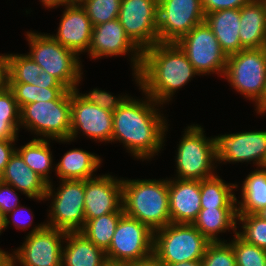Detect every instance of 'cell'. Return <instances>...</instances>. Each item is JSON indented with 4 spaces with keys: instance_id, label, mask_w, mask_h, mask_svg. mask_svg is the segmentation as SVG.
<instances>
[{
    "instance_id": "6da1fadb",
    "label": "cell",
    "mask_w": 266,
    "mask_h": 266,
    "mask_svg": "<svg viewBox=\"0 0 266 266\" xmlns=\"http://www.w3.org/2000/svg\"><path fill=\"white\" fill-rule=\"evenodd\" d=\"M142 94L145 98L130 95L113 112L111 143L119 141L135 159L149 161L164 149L169 124L160 111L163 105Z\"/></svg>"
},
{
    "instance_id": "2e32d148",
    "label": "cell",
    "mask_w": 266,
    "mask_h": 266,
    "mask_svg": "<svg viewBox=\"0 0 266 266\" xmlns=\"http://www.w3.org/2000/svg\"><path fill=\"white\" fill-rule=\"evenodd\" d=\"M126 54L131 60L132 75L138 86V71L141 65L142 51L126 35L119 19L93 26L91 44L87 54L90 59L95 58L94 60H97L102 57Z\"/></svg>"
},
{
    "instance_id": "60d3db41",
    "label": "cell",
    "mask_w": 266,
    "mask_h": 266,
    "mask_svg": "<svg viewBox=\"0 0 266 266\" xmlns=\"http://www.w3.org/2000/svg\"><path fill=\"white\" fill-rule=\"evenodd\" d=\"M251 0H201L204 14L225 9H240Z\"/></svg>"
},
{
    "instance_id": "8d00e7d4",
    "label": "cell",
    "mask_w": 266,
    "mask_h": 266,
    "mask_svg": "<svg viewBox=\"0 0 266 266\" xmlns=\"http://www.w3.org/2000/svg\"><path fill=\"white\" fill-rule=\"evenodd\" d=\"M203 266H236L233 247L227 241L210 242L201 259Z\"/></svg>"
},
{
    "instance_id": "e0dca14e",
    "label": "cell",
    "mask_w": 266,
    "mask_h": 266,
    "mask_svg": "<svg viewBox=\"0 0 266 266\" xmlns=\"http://www.w3.org/2000/svg\"><path fill=\"white\" fill-rule=\"evenodd\" d=\"M218 165L252 162L257 168L266 158V130H251L214 136Z\"/></svg>"
},
{
    "instance_id": "f5cc1de1",
    "label": "cell",
    "mask_w": 266,
    "mask_h": 266,
    "mask_svg": "<svg viewBox=\"0 0 266 266\" xmlns=\"http://www.w3.org/2000/svg\"><path fill=\"white\" fill-rule=\"evenodd\" d=\"M260 218L266 220V207H263L260 211L256 213Z\"/></svg>"
},
{
    "instance_id": "836d02e7",
    "label": "cell",
    "mask_w": 266,
    "mask_h": 266,
    "mask_svg": "<svg viewBox=\"0 0 266 266\" xmlns=\"http://www.w3.org/2000/svg\"><path fill=\"white\" fill-rule=\"evenodd\" d=\"M0 126L14 136L20 131V108L9 87L0 92Z\"/></svg>"
},
{
    "instance_id": "db71d44e",
    "label": "cell",
    "mask_w": 266,
    "mask_h": 266,
    "mask_svg": "<svg viewBox=\"0 0 266 266\" xmlns=\"http://www.w3.org/2000/svg\"><path fill=\"white\" fill-rule=\"evenodd\" d=\"M8 133L0 126V139L6 137Z\"/></svg>"
},
{
    "instance_id": "5b68a950",
    "label": "cell",
    "mask_w": 266,
    "mask_h": 266,
    "mask_svg": "<svg viewBox=\"0 0 266 266\" xmlns=\"http://www.w3.org/2000/svg\"><path fill=\"white\" fill-rule=\"evenodd\" d=\"M185 128L177 144L175 178L201 181L213 177L218 166L214 137H206L204 128L198 124Z\"/></svg>"
},
{
    "instance_id": "8992f818",
    "label": "cell",
    "mask_w": 266,
    "mask_h": 266,
    "mask_svg": "<svg viewBox=\"0 0 266 266\" xmlns=\"http://www.w3.org/2000/svg\"><path fill=\"white\" fill-rule=\"evenodd\" d=\"M209 243L192 224L170 223L153 232V256L164 265L201 260Z\"/></svg>"
},
{
    "instance_id": "c3c4849f",
    "label": "cell",
    "mask_w": 266,
    "mask_h": 266,
    "mask_svg": "<svg viewBox=\"0 0 266 266\" xmlns=\"http://www.w3.org/2000/svg\"><path fill=\"white\" fill-rule=\"evenodd\" d=\"M0 266H12L11 254L0 248Z\"/></svg>"
},
{
    "instance_id": "680465c9",
    "label": "cell",
    "mask_w": 266,
    "mask_h": 266,
    "mask_svg": "<svg viewBox=\"0 0 266 266\" xmlns=\"http://www.w3.org/2000/svg\"><path fill=\"white\" fill-rule=\"evenodd\" d=\"M262 1H263L264 5H265V9H266V0H262Z\"/></svg>"
},
{
    "instance_id": "681fc988",
    "label": "cell",
    "mask_w": 266,
    "mask_h": 266,
    "mask_svg": "<svg viewBox=\"0 0 266 266\" xmlns=\"http://www.w3.org/2000/svg\"><path fill=\"white\" fill-rule=\"evenodd\" d=\"M164 266H203L201 260L183 261L181 263L169 264Z\"/></svg>"
},
{
    "instance_id": "1f68e13d",
    "label": "cell",
    "mask_w": 266,
    "mask_h": 266,
    "mask_svg": "<svg viewBox=\"0 0 266 266\" xmlns=\"http://www.w3.org/2000/svg\"><path fill=\"white\" fill-rule=\"evenodd\" d=\"M19 108L40 101L62 99L70 90L67 88H44L26 83H8Z\"/></svg>"
},
{
    "instance_id": "ab89813d",
    "label": "cell",
    "mask_w": 266,
    "mask_h": 266,
    "mask_svg": "<svg viewBox=\"0 0 266 266\" xmlns=\"http://www.w3.org/2000/svg\"><path fill=\"white\" fill-rule=\"evenodd\" d=\"M15 191H18L15 187L0 181V215L2 217L21 205Z\"/></svg>"
},
{
    "instance_id": "ffe728a7",
    "label": "cell",
    "mask_w": 266,
    "mask_h": 266,
    "mask_svg": "<svg viewBox=\"0 0 266 266\" xmlns=\"http://www.w3.org/2000/svg\"><path fill=\"white\" fill-rule=\"evenodd\" d=\"M171 223L192 224L201 210L200 181L168 179Z\"/></svg>"
},
{
    "instance_id": "74e56055",
    "label": "cell",
    "mask_w": 266,
    "mask_h": 266,
    "mask_svg": "<svg viewBox=\"0 0 266 266\" xmlns=\"http://www.w3.org/2000/svg\"><path fill=\"white\" fill-rule=\"evenodd\" d=\"M74 90L86 102L93 103L94 105H98L111 112H114L129 97L128 94L116 97L105 90H100L99 88H94L92 91L90 90L88 94L80 93L78 88H75Z\"/></svg>"
},
{
    "instance_id": "52a82bcc",
    "label": "cell",
    "mask_w": 266,
    "mask_h": 266,
    "mask_svg": "<svg viewBox=\"0 0 266 266\" xmlns=\"http://www.w3.org/2000/svg\"><path fill=\"white\" fill-rule=\"evenodd\" d=\"M22 127L34 133L36 139L68 140L71 134V90L59 100L22 106L20 128Z\"/></svg>"
},
{
    "instance_id": "44dd1931",
    "label": "cell",
    "mask_w": 266,
    "mask_h": 266,
    "mask_svg": "<svg viewBox=\"0 0 266 266\" xmlns=\"http://www.w3.org/2000/svg\"><path fill=\"white\" fill-rule=\"evenodd\" d=\"M1 182L12 185L30 199L43 201L48 184L15 151L2 172Z\"/></svg>"
},
{
    "instance_id": "9f6ffc18",
    "label": "cell",
    "mask_w": 266,
    "mask_h": 266,
    "mask_svg": "<svg viewBox=\"0 0 266 266\" xmlns=\"http://www.w3.org/2000/svg\"><path fill=\"white\" fill-rule=\"evenodd\" d=\"M261 168L266 169V158H265V160H264L263 165L261 166Z\"/></svg>"
},
{
    "instance_id": "7a4b0ae2",
    "label": "cell",
    "mask_w": 266,
    "mask_h": 266,
    "mask_svg": "<svg viewBox=\"0 0 266 266\" xmlns=\"http://www.w3.org/2000/svg\"><path fill=\"white\" fill-rule=\"evenodd\" d=\"M199 74L176 42H158L142 51L138 89L163 105Z\"/></svg>"
},
{
    "instance_id": "ee69618b",
    "label": "cell",
    "mask_w": 266,
    "mask_h": 266,
    "mask_svg": "<svg viewBox=\"0 0 266 266\" xmlns=\"http://www.w3.org/2000/svg\"><path fill=\"white\" fill-rule=\"evenodd\" d=\"M8 87V69L5 59L0 63V92Z\"/></svg>"
},
{
    "instance_id": "30bf717a",
    "label": "cell",
    "mask_w": 266,
    "mask_h": 266,
    "mask_svg": "<svg viewBox=\"0 0 266 266\" xmlns=\"http://www.w3.org/2000/svg\"><path fill=\"white\" fill-rule=\"evenodd\" d=\"M66 231L46 226H33L24 242L11 253L12 266H61Z\"/></svg>"
},
{
    "instance_id": "277c9868",
    "label": "cell",
    "mask_w": 266,
    "mask_h": 266,
    "mask_svg": "<svg viewBox=\"0 0 266 266\" xmlns=\"http://www.w3.org/2000/svg\"><path fill=\"white\" fill-rule=\"evenodd\" d=\"M29 44L27 54L42 68L54 76L68 90L79 87L82 78V61L72 50L65 48L50 33L26 32Z\"/></svg>"
},
{
    "instance_id": "7bdbcfd3",
    "label": "cell",
    "mask_w": 266,
    "mask_h": 266,
    "mask_svg": "<svg viewBox=\"0 0 266 266\" xmlns=\"http://www.w3.org/2000/svg\"><path fill=\"white\" fill-rule=\"evenodd\" d=\"M33 85L44 88H66L54 76L43 70L38 77V81Z\"/></svg>"
},
{
    "instance_id": "3957f363",
    "label": "cell",
    "mask_w": 266,
    "mask_h": 266,
    "mask_svg": "<svg viewBox=\"0 0 266 266\" xmlns=\"http://www.w3.org/2000/svg\"><path fill=\"white\" fill-rule=\"evenodd\" d=\"M124 214L137 219L152 232L171 223L168 178L124 179L122 177Z\"/></svg>"
},
{
    "instance_id": "d6986e66",
    "label": "cell",
    "mask_w": 266,
    "mask_h": 266,
    "mask_svg": "<svg viewBox=\"0 0 266 266\" xmlns=\"http://www.w3.org/2000/svg\"><path fill=\"white\" fill-rule=\"evenodd\" d=\"M64 8L57 34L51 36L78 56L88 53L93 32L91 20L81 5L66 4Z\"/></svg>"
},
{
    "instance_id": "f6af8a7d",
    "label": "cell",
    "mask_w": 266,
    "mask_h": 266,
    "mask_svg": "<svg viewBox=\"0 0 266 266\" xmlns=\"http://www.w3.org/2000/svg\"><path fill=\"white\" fill-rule=\"evenodd\" d=\"M127 266H164L154 256L139 262L128 263Z\"/></svg>"
},
{
    "instance_id": "6f0895ef",
    "label": "cell",
    "mask_w": 266,
    "mask_h": 266,
    "mask_svg": "<svg viewBox=\"0 0 266 266\" xmlns=\"http://www.w3.org/2000/svg\"><path fill=\"white\" fill-rule=\"evenodd\" d=\"M1 225H2V216L0 215V228H1Z\"/></svg>"
},
{
    "instance_id": "d4e9b609",
    "label": "cell",
    "mask_w": 266,
    "mask_h": 266,
    "mask_svg": "<svg viewBox=\"0 0 266 266\" xmlns=\"http://www.w3.org/2000/svg\"><path fill=\"white\" fill-rule=\"evenodd\" d=\"M102 164L101 157L83 149H70L54 166L59 180H86L95 177V171Z\"/></svg>"
},
{
    "instance_id": "11a10c76",
    "label": "cell",
    "mask_w": 266,
    "mask_h": 266,
    "mask_svg": "<svg viewBox=\"0 0 266 266\" xmlns=\"http://www.w3.org/2000/svg\"><path fill=\"white\" fill-rule=\"evenodd\" d=\"M5 59V54H0V63Z\"/></svg>"
},
{
    "instance_id": "f546056e",
    "label": "cell",
    "mask_w": 266,
    "mask_h": 266,
    "mask_svg": "<svg viewBox=\"0 0 266 266\" xmlns=\"http://www.w3.org/2000/svg\"><path fill=\"white\" fill-rule=\"evenodd\" d=\"M123 215L124 212H113L85 220V224L79 232L106 252L112 242L116 226Z\"/></svg>"
},
{
    "instance_id": "f1b7e54d",
    "label": "cell",
    "mask_w": 266,
    "mask_h": 266,
    "mask_svg": "<svg viewBox=\"0 0 266 266\" xmlns=\"http://www.w3.org/2000/svg\"><path fill=\"white\" fill-rule=\"evenodd\" d=\"M50 142V139H36L34 137L20 148L16 147V152L23 158L24 162L47 184L52 183L49 172L54 165Z\"/></svg>"
},
{
    "instance_id": "d590c367",
    "label": "cell",
    "mask_w": 266,
    "mask_h": 266,
    "mask_svg": "<svg viewBox=\"0 0 266 266\" xmlns=\"http://www.w3.org/2000/svg\"><path fill=\"white\" fill-rule=\"evenodd\" d=\"M122 0H86L81 6L93 26L118 18Z\"/></svg>"
},
{
    "instance_id": "f907efd6",
    "label": "cell",
    "mask_w": 266,
    "mask_h": 266,
    "mask_svg": "<svg viewBox=\"0 0 266 266\" xmlns=\"http://www.w3.org/2000/svg\"><path fill=\"white\" fill-rule=\"evenodd\" d=\"M102 266H127L125 263L106 260Z\"/></svg>"
},
{
    "instance_id": "8fae6325",
    "label": "cell",
    "mask_w": 266,
    "mask_h": 266,
    "mask_svg": "<svg viewBox=\"0 0 266 266\" xmlns=\"http://www.w3.org/2000/svg\"><path fill=\"white\" fill-rule=\"evenodd\" d=\"M176 43L199 75L215 73L223 77L228 56L205 21L193 27Z\"/></svg>"
},
{
    "instance_id": "4dcf8cb0",
    "label": "cell",
    "mask_w": 266,
    "mask_h": 266,
    "mask_svg": "<svg viewBox=\"0 0 266 266\" xmlns=\"http://www.w3.org/2000/svg\"><path fill=\"white\" fill-rule=\"evenodd\" d=\"M8 83L31 84L38 81L42 68L28 54H5Z\"/></svg>"
},
{
    "instance_id": "9a60e30c",
    "label": "cell",
    "mask_w": 266,
    "mask_h": 266,
    "mask_svg": "<svg viewBox=\"0 0 266 266\" xmlns=\"http://www.w3.org/2000/svg\"><path fill=\"white\" fill-rule=\"evenodd\" d=\"M112 131L113 112L86 102L75 90H71V134L68 140L56 142H72L82 133L98 143H111Z\"/></svg>"
},
{
    "instance_id": "83f0119b",
    "label": "cell",
    "mask_w": 266,
    "mask_h": 266,
    "mask_svg": "<svg viewBox=\"0 0 266 266\" xmlns=\"http://www.w3.org/2000/svg\"><path fill=\"white\" fill-rule=\"evenodd\" d=\"M235 183L225 182L218 174L200 181L201 209L237 208Z\"/></svg>"
},
{
    "instance_id": "484cf974",
    "label": "cell",
    "mask_w": 266,
    "mask_h": 266,
    "mask_svg": "<svg viewBox=\"0 0 266 266\" xmlns=\"http://www.w3.org/2000/svg\"><path fill=\"white\" fill-rule=\"evenodd\" d=\"M237 208L201 209L192 225L210 242L227 241L218 236L226 231L237 233Z\"/></svg>"
},
{
    "instance_id": "603a6c76",
    "label": "cell",
    "mask_w": 266,
    "mask_h": 266,
    "mask_svg": "<svg viewBox=\"0 0 266 266\" xmlns=\"http://www.w3.org/2000/svg\"><path fill=\"white\" fill-rule=\"evenodd\" d=\"M204 21L213 31L227 56L243 50L239 38L240 9L211 12L205 15Z\"/></svg>"
},
{
    "instance_id": "bcb514c9",
    "label": "cell",
    "mask_w": 266,
    "mask_h": 266,
    "mask_svg": "<svg viewBox=\"0 0 266 266\" xmlns=\"http://www.w3.org/2000/svg\"><path fill=\"white\" fill-rule=\"evenodd\" d=\"M255 111L259 115H264L266 113V83L261 99L255 104Z\"/></svg>"
},
{
    "instance_id": "4316f807",
    "label": "cell",
    "mask_w": 266,
    "mask_h": 266,
    "mask_svg": "<svg viewBox=\"0 0 266 266\" xmlns=\"http://www.w3.org/2000/svg\"><path fill=\"white\" fill-rule=\"evenodd\" d=\"M237 214H256L266 207V169L257 168L246 176L241 186Z\"/></svg>"
},
{
    "instance_id": "7c38bea8",
    "label": "cell",
    "mask_w": 266,
    "mask_h": 266,
    "mask_svg": "<svg viewBox=\"0 0 266 266\" xmlns=\"http://www.w3.org/2000/svg\"><path fill=\"white\" fill-rule=\"evenodd\" d=\"M105 254L107 260L125 264L146 260L153 256V232L137 219L124 214Z\"/></svg>"
},
{
    "instance_id": "b9f144b4",
    "label": "cell",
    "mask_w": 266,
    "mask_h": 266,
    "mask_svg": "<svg viewBox=\"0 0 266 266\" xmlns=\"http://www.w3.org/2000/svg\"><path fill=\"white\" fill-rule=\"evenodd\" d=\"M19 136L8 134L6 137L0 139V172L2 173L5 166L9 162L10 157L16 151L15 143ZM14 143V144H13Z\"/></svg>"
},
{
    "instance_id": "7402d4cb",
    "label": "cell",
    "mask_w": 266,
    "mask_h": 266,
    "mask_svg": "<svg viewBox=\"0 0 266 266\" xmlns=\"http://www.w3.org/2000/svg\"><path fill=\"white\" fill-rule=\"evenodd\" d=\"M239 38L243 49L266 47V9L262 0H251L240 8Z\"/></svg>"
},
{
    "instance_id": "5bb4252c",
    "label": "cell",
    "mask_w": 266,
    "mask_h": 266,
    "mask_svg": "<svg viewBox=\"0 0 266 266\" xmlns=\"http://www.w3.org/2000/svg\"><path fill=\"white\" fill-rule=\"evenodd\" d=\"M118 19L126 35L141 51L158 43L156 0H122Z\"/></svg>"
},
{
    "instance_id": "4fadbf2b",
    "label": "cell",
    "mask_w": 266,
    "mask_h": 266,
    "mask_svg": "<svg viewBox=\"0 0 266 266\" xmlns=\"http://www.w3.org/2000/svg\"><path fill=\"white\" fill-rule=\"evenodd\" d=\"M201 0H163L158 3V42H177L204 22Z\"/></svg>"
},
{
    "instance_id": "816d5d0a",
    "label": "cell",
    "mask_w": 266,
    "mask_h": 266,
    "mask_svg": "<svg viewBox=\"0 0 266 266\" xmlns=\"http://www.w3.org/2000/svg\"><path fill=\"white\" fill-rule=\"evenodd\" d=\"M86 0H66L68 5H82Z\"/></svg>"
},
{
    "instance_id": "d6a6232c",
    "label": "cell",
    "mask_w": 266,
    "mask_h": 266,
    "mask_svg": "<svg viewBox=\"0 0 266 266\" xmlns=\"http://www.w3.org/2000/svg\"><path fill=\"white\" fill-rule=\"evenodd\" d=\"M237 222L241 223L237 234L246 242L266 249V220L257 214H237Z\"/></svg>"
},
{
    "instance_id": "cb8c5ba5",
    "label": "cell",
    "mask_w": 266,
    "mask_h": 266,
    "mask_svg": "<svg viewBox=\"0 0 266 266\" xmlns=\"http://www.w3.org/2000/svg\"><path fill=\"white\" fill-rule=\"evenodd\" d=\"M63 244L61 266H102L107 260L105 252L79 231L67 232Z\"/></svg>"
},
{
    "instance_id": "ac0fdd59",
    "label": "cell",
    "mask_w": 266,
    "mask_h": 266,
    "mask_svg": "<svg viewBox=\"0 0 266 266\" xmlns=\"http://www.w3.org/2000/svg\"><path fill=\"white\" fill-rule=\"evenodd\" d=\"M85 220L113 212H124L122 204V178L102 174L84 180Z\"/></svg>"
},
{
    "instance_id": "e575fe53",
    "label": "cell",
    "mask_w": 266,
    "mask_h": 266,
    "mask_svg": "<svg viewBox=\"0 0 266 266\" xmlns=\"http://www.w3.org/2000/svg\"><path fill=\"white\" fill-rule=\"evenodd\" d=\"M229 243L236 257V266H266V249L246 242L237 233Z\"/></svg>"
},
{
    "instance_id": "9c48e42d",
    "label": "cell",
    "mask_w": 266,
    "mask_h": 266,
    "mask_svg": "<svg viewBox=\"0 0 266 266\" xmlns=\"http://www.w3.org/2000/svg\"><path fill=\"white\" fill-rule=\"evenodd\" d=\"M223 77L237 93L256 104L266 83V47L228 55Z\"/></svg>"
},
{
    "instance_id": "f35d334b",
    "label": "cell",
    "mask_w": 266,
    "mask_h": 266,
    "mask_svg": "<svg viewBox=\"0 0 266 266\" xmlns=\"http://www.w3.org/2000/svg\"><path fill=\"white\" fill-rule=\"evenodd\" d=\"M30 210H31L30 208L19 205L13 211H10L4 217H2V225L0 228V235H1V233H3V230L5 231V229H7V227H9V225H11V224L14 225L15 228L18 230L21 229L23 231H26L27 228H30V226L33 224L32 219L34 218V215L32 214V212ZM22 212L25 214L30 213L29 216L26 214L27 217H29V218L25 219V217H24L25 221L22 218V215H21ZM19 215L21 216V218ZM23 216H24V214H23Z\"/></svg>"
},
{
    "instance_id": "ba28073f",
    "label": "cell",
    "mask_w": 266,
    "mask_h": 266,
    "mask_svg": "<svg viewBox=\"0 0 266 266\" xmlns=\"http://www.w3.org/2000/svg\"><path fill=\"white\" fill-rule=\"evenodd\" d=\"M52 184H48L44 199L51 200L46 226L66 232L80 231L85 224L84 180H60L57 189Z\"/></svg>"
},
{
    "instance_id": "7dc6e473",
    "label": "cell",
    "mask_w": 266,
    "mask_h": 266,
    "mask_svg": "<svg viewBox=\"0 0 266 266\" xmlns=\"http://www.w3.org/2000/svg\"><path fill=\"white\" fill-rule=\"evenodd\" d=\"M44 8L46 7L47 9H55L60 6L66 5V0H39ZM55 7V8H54Z\"/></svg>"
}]
</instances>
